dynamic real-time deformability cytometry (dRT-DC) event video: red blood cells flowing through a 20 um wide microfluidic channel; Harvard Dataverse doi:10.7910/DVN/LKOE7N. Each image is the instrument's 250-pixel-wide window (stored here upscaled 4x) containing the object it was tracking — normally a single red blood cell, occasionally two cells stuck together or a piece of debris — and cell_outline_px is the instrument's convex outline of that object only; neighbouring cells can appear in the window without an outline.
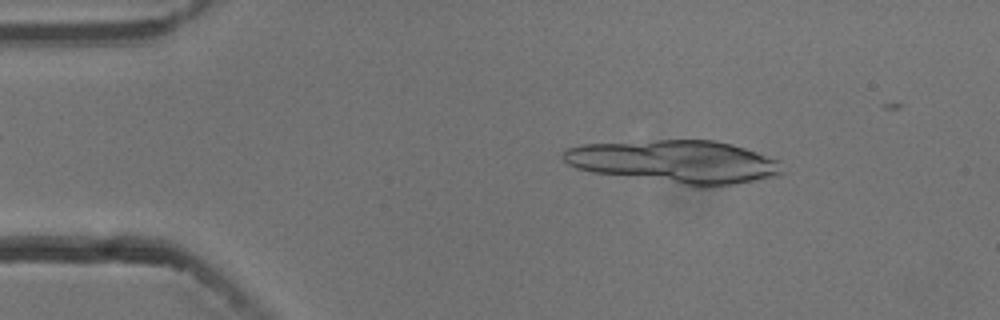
{"species": "common noctule bat (a hibernating species)", "species_latin": "Nyctalus noctula", "temperature_condition": "cold", "stored_images_in_passage": 26, "camera_frame_rate_fps": 3000, "um_per_image_px": 0.085, "animal": {"sex": "male", "body_mass_g": 13.3}, "frame": {"image": 1, "passage_image": 8, "time_ms": 2.333, "image_size_px": [1000, 320], "cell_outline_px": [[772, 172], [748, 180], [720, 184], [692, 184], [600, 172], [584, 168], [572, 164], [572, 148], [592, 144], [664, 140], [708, 140], [728, 144], [752, 152], [772, 160]], "centroid_in_image_um": [57.3, 13.68], "position_along_channel_um": 27.7, "area_um2": 48.73}}